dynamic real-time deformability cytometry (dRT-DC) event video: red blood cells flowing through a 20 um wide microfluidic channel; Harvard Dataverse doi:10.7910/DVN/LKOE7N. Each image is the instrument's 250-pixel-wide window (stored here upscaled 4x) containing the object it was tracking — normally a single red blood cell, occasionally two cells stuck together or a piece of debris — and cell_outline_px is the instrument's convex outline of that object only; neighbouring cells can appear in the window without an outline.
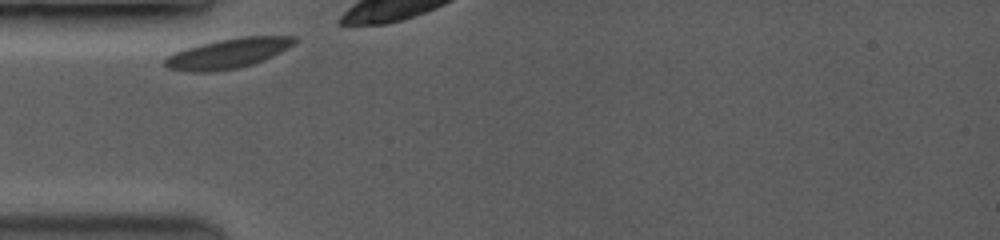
{"species": "common noctule bat (a hibernating species)", "species_latin": "Nyctalus noctula", "temperature_condition": "room temperature", "stored_images_in_passage": 4, "camera_frame_rate_fps": 3500, "um_per_image_px": 0.085, "animal": {"sex": "female", "body_mass_g": 19.0, "forearm_length_mm": 53.3}, "frame": {"image": 1, "passage_image": 1, "time_ms": 0.0, "image_size_px": [1000, 240], "cell_outline_px": [[300, 40], [288, 48], [264, 60], [240, 68], [216, 72], [188, 72], [168, 68], [164, 64], [164, 60], [168, 56], [184, 48], [200, 44], [240, 36], [296, 36]], "centroid_in_image_um": [19.41, 4.54], "position_along_channel_um": 65.6, "area_um2": 22.77}}